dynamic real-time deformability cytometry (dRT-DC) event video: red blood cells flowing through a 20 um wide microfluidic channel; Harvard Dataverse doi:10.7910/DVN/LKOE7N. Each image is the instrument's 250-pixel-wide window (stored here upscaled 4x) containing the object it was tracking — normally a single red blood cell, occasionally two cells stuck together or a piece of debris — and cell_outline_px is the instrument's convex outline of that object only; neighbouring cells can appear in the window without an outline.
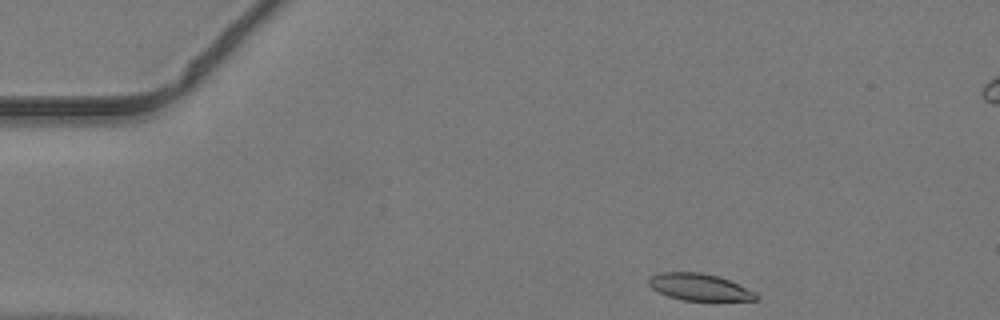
{"species": "common noctule bat (a hibernating species)", "species_latin": "Nyctalus noctula", "temperature_condition": "warm", "stored_images_in_passage": 41, "camera_frame_rate_fps": 3000, "um_per_image_px": 0.085, "animal": {"sex": "male", "body_mass_g": 19.2, "forearm_length_mm": 51.8}, "frame": {"image": 1, "passage_image": 1, "time_ms": 0.0, "image_size_px": [1000, 320], "cell_outline_px": [[760, 296], [756, 300], [684, 300], [668, 296], [652, 288], [648, 284], [648, 276], [660, 272], [700, 272], [716, 276], [728, 280], [756, 292]], "centroid_in_image_um": [59.42, 24.39], "position_along_channel_um": 25.6, "area_um2": 16.65}}
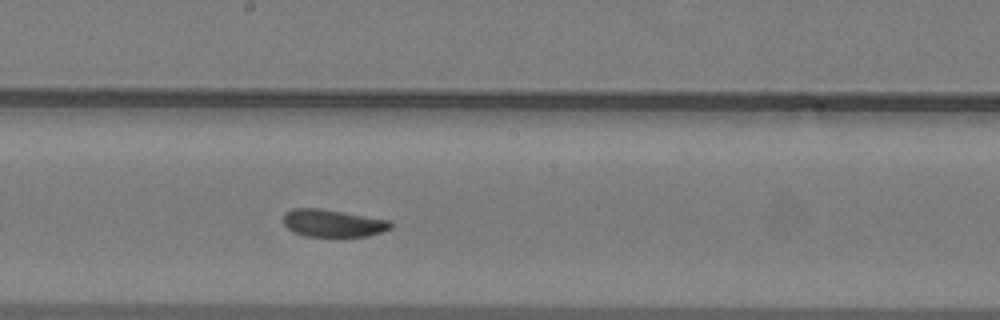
{"frame": {"image": 2, "passage_image": 20, "time_ms": 6.333, "image_size_px": [1000, 320], "cell_outline_px": [[392, 228], [368, 236], [340, 240], [336, 240], [304, 236], [292, 232], [284, 224], [284, 212], [292, 208], [320, 208], [344, 212], [388, 220], [392, 224]], "centroid_in_image_um": [28.27, 19.03], "position_along_channel_um": 219.9, "area_um2": 18.09}}
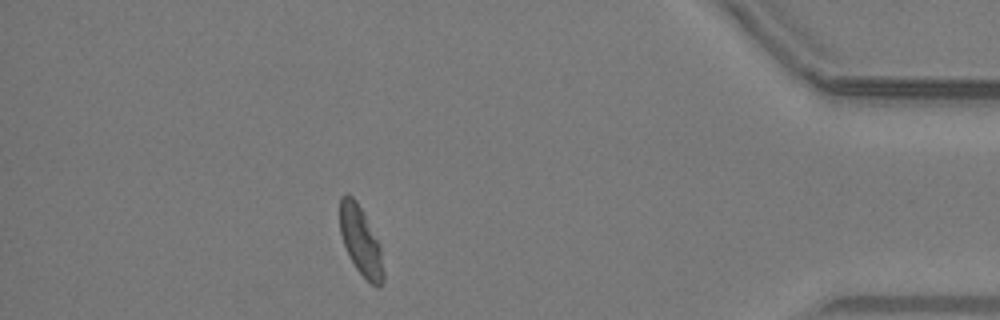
{"frame": {"image": 3, "passage_image": 36, "time_ms": 11.667, "image_size_px": [1000, 320], "cell_outline_px": [[384, 280], [376, 288], [356, 268], [344, 244], [340, 232], [340, 196], [344, 192], [352, 196], [356, 200], [380, 244], [384, 272]], "centroid_in_image_um": [30.66, 20.46], "position_along_channel_um": 404.5, "area_um2": 17.17}}